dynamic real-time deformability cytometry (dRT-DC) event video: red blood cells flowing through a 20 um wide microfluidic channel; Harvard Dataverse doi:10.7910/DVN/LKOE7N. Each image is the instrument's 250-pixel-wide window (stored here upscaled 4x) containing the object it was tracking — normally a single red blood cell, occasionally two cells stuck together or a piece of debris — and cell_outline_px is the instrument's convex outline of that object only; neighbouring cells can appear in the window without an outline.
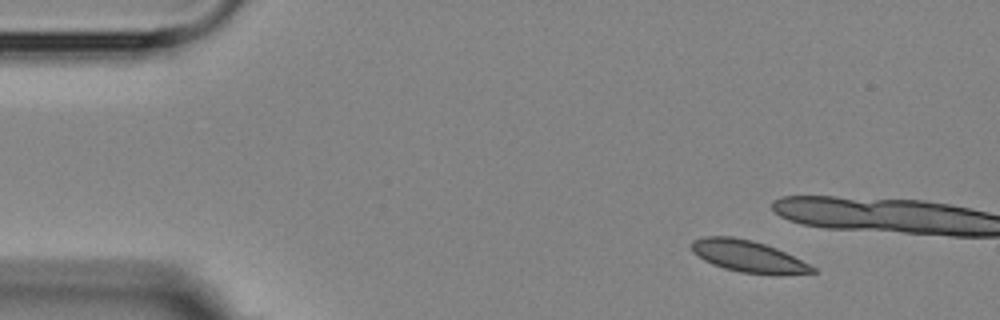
{"species": "Egyptian fruit bat (a non-hibernating species)", "species_latin": "Rousettus aegyptiacus", "temperature_condition": "room temperature", "stored_images_in_passage": 5, "camera_frame_rate_fps": 3000, "um_per_image_px": 0.085, "animal": {"sex": "female"}, "frame": {"image": 1, "passage_image": 2, "time_ms": 1.333, "image_size_px": [1000, 320], "cell_outline_px": [[816, 272], [740, 272], [724, 268], [712, 264], [704, 260], [692, 252], [692, 240], [704, 236], [732, 236], [752, 240], [776, 248], [816, 268]], "centroid_in_image_um": [63.45, 21.72], "position_along_channel_um": 21.5, "area_um2": 21.33}}